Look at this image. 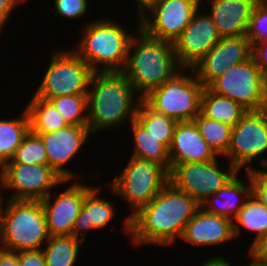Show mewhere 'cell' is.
I'll use <instances>...</instances> for the list:
<instances>
[{"mask_svg": "<svg viewBox=\"0 0 267 266\" xmlns=\"http://www.w3.org/2000/svg\"><path fill=\"white\" fill-rule=\"evenodd\" d=\"M28 102L25 109L29 116L32 133L54 132L68 126L49 100L33 95Z\"/></svg>", "mask_w": 267, "mask_h": 266, "instance_id": "484cf974", "label": "cell"}, {"mask_svg": "<svg viewBox=\"0 0 267 266\" xmlns=\"http://www.w3.org/2000/svg\"><path fill=\"white\" fill-rule=\"evenodd\" d=\"M141 100L122 72H94L87 93L88 127L92 134L130 123Z\"/></svg>", "mask_w": 267, "mask_h": 266, "instance_id": "7a4b0ae2", "label": "cell"}, {"mask_svg": "<svg viewBox=\"0 0 267 266\" xmlns=\"http://www.w3.org/2000/svg\"><path fill=\"white\" fill-rule=\"evenodd\" d=\"M200 6L201 0H153L138 13L140 29L151 38L173 44Z\"/></svg>", "mask_w": 267, "mask_h": 266, "instance_id": "8fae6325", "label": "cell"}, {"mask_svg": "<svg viewBox=\"0 0 267 266\" xmlns=\"http://www.w3.org/2000/svg\"><path fill=\"white\" fill-rule=\"evenodd\" d=\"M3 196L0 194V247L16 252L43 249L50 236L41 201H5Z\"/></svg>", "mask_w": 267, "mask_h": 266, "instance_id": "5b68a950", "label": "cell"}, {"mask_svg": "<svg viewBox=\"0 0 267 266\" xmlns=\"http://www.w3.org/2000/svg\"><path fill=\"white\" fill-rule=\"evenodd\" d=\"M219 161L217 157L208 162L175 165L169 171V182L201 204L239 173L231 163L226 164L228 167L224 170Z\"/></svg>", "mask_w": 267, "mask_h": 266, "instance_id": "4fadbf2b", "label": "cell"}, {"mask_svg": "<svg viewBox=\"0 0 267 266\" xmlns=\"http://www.w3.org/2000/svg\"><path fill=\"white\" fill-rule=\"evenodd\" d=\"M170 170L178 164L208 162L218 156L208 146L194 121L177 122L169 147Z\"/></svg>", "mask_w": 267, "mask_h": 266, "instance_id": "d6986e66", "label": "cell"}, {"mask_svg": "<svg viewBox=\"0 0 267 266\" xmlns=\"http://www.w3.org/2000/svg\"><path fill=\"white\" fill-rule=\"evenodd\" d=\"M251 50L252 46L246 35L222 37L192 69L198 81L207 87L232 65L249 59Z\"/></svg>", "mask_w": 267, "mask_h": 266, "instance_id": "e0dca14e", "label": "cell"}, {"mask_svg": "<svg viewBox=\"0 0 267 266\" xmlns=\"http://www.w3.org/2000/svg\"><path fill=\"white\" fill-rule=\"evenodd\" d=\"M207 2V13L222 37L247 35L250 17L259 0H201Z\"/></svg>", "mask_w": 267, "mask_h": 266, "instance_id": "ffe728a7", "label": "cell"}, {"mask_svg": "<svg viewBox=\"0 0 267 266\" xmlns=\"http://www.w3.org/2000/svg\"><path fill=\"white\" fill-rule=\"evenodd\" d=\"M237 173L223 188L208 197L200 207L210 213L233 220L251 195L250 171H245L247 182Z\"/></svg>", "mask_w": 267, "mask_h": 266, "instance_id": "7402d4cb", "label": "cell"}, {"mask_svg": "<svg viewBox=\"0 0 267 266\" xmlns=\"http://www.w3.org/2000/svg\"><path fill=\"white\" fill-rule=\"evenodd\" d=\"M72 181L63 192H55V197L50 192L41 200L50 237L72 235L85 196L95 187L78 180Z\"/></svg>", "mask_w": 267, "mask_h": 266, "instance_id": "2e32d148", "label": "cell"}, {"mask_svg": "<svg viewBox=\"0 0 267 266\" xmlns=\"http://www.w3.org/2000/svg\"><path fill=\"white\" fill-rule=\"evenodd\" d=\"M19 266H46L42 250L20 251Z\"/></svg>", "mask_w": 267, "mask_h": 266, "instance_id": "74e56055", "label": "cell"}, {"mask_svg": "<svg viewBox=\"0 0 267 266\" xmlns=\"http://www.w3.org/2000/svg\"><path fill=\"white\" fill-rule=\"evenodd\" d=\"M247 112L235 101L213 93L204 87L200 99V114L223 124L234 127Z\"/></svg>", "mask_w": 267, "mask_h": 266, "instance_id": "603a6c76", "label": "cell"}, {"mask_svg": "<svg viewBox=\"0 0 267 266\" xmlns=\"http://www.w3.org/2000/svg\"><path fill=\"white\" fill-rule=\"evenodd\" d=\"M247 252L250 263L256 266H267V233L250 244Z\"/></svg>", "mask_w": 267, "mask_h": 266, "instance_id": "d590c367", "label": "cell"}, {"mask_svg": "<svg viewBox=\"0 0 267 266\" xmlns=\"http://www.w3.org/2000/svg\"><path fill=\"white\" fill-rule=\"evenodd\" d=\"M181 69L172 43L151 38L139 29L130 41L122 73L143 98Z\"/></svg>", "mask_w": 267, "mask_h": 266, "instance_id": "3957f363", "label": "cell"}, {"mask_svg": "<svg viewBox=\"0 0 267 266\" xmlns=\"http://www.w3.org/2000/svg\"><path fill=\"white\" fill-rule=\"evenodd\" d=\"M89 0H53L55 14L64 19H79L89 13Z\"/></svg>", "mask_w": 267, "mask_h": 266, "instance_id": "836d02e7", "label": "cell"}, {"mask_svg": "<svg viewBox=\"0 0 267 266\" xmlns=\"http://www.w3.org/2000/svg\"><path fill=\"white\" fill-rule=\"evenodd\" d=\"M267 111H247L232 128L226 157L239 172L253 170L252 161L259 160L261 169L267 165ZM259 158V159H258ZM262 158V159H261Z\"/></svg>", "mask_w": 267, "mask_h": 266, "instance_id": "9c48e42d", "label": "cell"}, {"mask_svg": "<svg viewBox=\"0 0 267 266\" xmlns=\"http://www.w3.org/2000/svg\"><path fill=\"white\" fill-rule=\"evenodd\" d=\"M2 168H3V164L0 162V173L2 171Z\"/></svg>", "mask_w": 267, "mask_h": 266, "instance_id": "ee69618b", "label": "cell"}, {"mask_svg": "<svg viewBox=\"0 0 267 266\" xmlns=\"http://www.w3.org/2000/svg\"><path fill=\"white\" fill-rule=\"evenodd\" d=\"M71 182L63 180L48 165L4 164L0 173V194L6 189L11 190L7 196L10 200L41 201L58 185Z\"/></svg>", "mask_w": 267, "mask_h": 266, "instance_id": "7c38bea8", "label": "cell"}, {"mask_svg": "<svg viewBox=\"0 0 267 266\" xmlns=\"http://www.w3.org/2000/svg\"><path fill=\"white\" fill-rule=\"evenodd\" d=\"M132 34L113 18L87 22L81 38L72 49L94 72H122L127 61L130 41L140 29V19Z\"/></svg>", "mask_w": 267, "mask_h": 266, "instance_id": "277c9868", "label": "cell"}, {"mask_svg": "<svg viewBox=\"0 0 267 266\" xmlns=\"http://www.w3.org/2000/svg\"><path fill=\"white\" fill-rule=\"evenodd\" d=\"M207 88L235 101L247 111L264 109L265 75L252 56L240 64L232 65Z\"/></svg>", "mask_w": 267, "mask_h": 266, "instance_id": "30bf717a", "label": "cell"}, {"mask_svg": "<svg viewBox=\"0 0 267 266\" xmlns=\"http://www.w3.org/2000/svg\"><path fill=\"white\" fill-rule=\"evenodd\" d=\"M121 174L116 175L107 184L113 196L125 200L127 208L131 210L123 218V230L130 236V217L135 214L142 206L148 204L169 182V172L160 164L129 157Z\"/></svg>", "mask_w": 267, "mask_h": 266, "instance_id": "8992f818", "label": "cell"}, {"mask_svg": "<svg viewBox=\"0 0 267 266\" xmlns=\"http://www.w3.org/2000/svg\"><path fill=\"white\" fill-rule=\"evenodd\" d=\"M135 119L169 149L177 123L175 119L152 110L143 100L138 105Z\"/></svg>", "mask_w": 267, "mask_h": 266, "instance_id": "f1b7e54d", "label": "cell"}, {"mask_svg": "<svg viewBox=\"0 0 267 266\" xmlns=\"http://www.w3.org/2000/svg\"><path fill=\"white\" fill-rule=\"evenodd\" d=\"M264 110L267 111V76H265V99H264Z\"/></svg>", "mask_w": 267, "mask_h": 266, "instance_id": "7bdbcfd3", "label": "cell"}, {"mask_svg": "<svg viewBox=\"0 0 267 266\" xmlns=\"http://www.w3.org/2000/svg\"><path fill=\"white\" fill-rule=\"evenodd\" d=\"M219 256L220 255H214L204 259L205 261L201 262L200 266H233L230 259Z\"/></svg>", "mask_w": 267, "mask_h": 266, "instance_id": "60d3db41", "label": "cell"}, {"mask_svg": "<svg viewBox=\"0 0 267 266\" xmlns=\"http://www.w3.org/2000/svg\"><path fill=\"white\" fill-rule=\"evenodd\" d=\"M82 243L72 235L50 237L41 249L46 266H75Z\"/></svg>", "mask_w": 267, "mask_h": 266, "instance_id": "83f0119b", "label": "cell"}, {"mask_svg": "<svg viewBox=\"0 0 267 266\" xmlns=\"http://www.w3.org/2000/svg\"><path fill=\"white\" fill-rule=\"evenodd\" d=\"M207 7V3L206 7L201 3L191 22L173 43L181 68L192 69L221 38L217 26L206 12Z\"/></svg>", "mask_w": 267, "mask_h": 266, "instance_id": "5bb4252c", "label": "cell"}, {"mask_svg": "<svg viewBox=\"0 0 267 266\" xmlns=\"http://www.w3.org/2000/svg\"><path fill=\"white\" fill-rule=\"evenodd\" d=\"M0 266H19V252L0 247Z\"/></svg>", "mask_w": 267, "mask_h": 266, "instance_id": "ab89813d", "label": "cell"}, {"mask_svg": "<svg viewBox=\"0 0 267 266\" xmlns=\"http://www.w3.org/2000/svg\"><path fill=\"white\" fill-rule=\"evenodd\" d=\"M246 266H256V265H253L252 263L249 262Z\"/></svg>", "mask_w": 267, "mask_h": 266, "instance_id": "bcb514c9", "label": "cell"}, {"mask_svg": "<svg viewBox=\"0 0 267 266\" xmlns=\"http://www.w3.org/2000/svg\"><path fill=\"white\" fill-rule=\"evenodd\" d=\"M251 194L267 207V173L263 169L250 170Z\"/></svg>", "mask_w": 267, "mask_h": 266, "instance_id": "e575fe53", "label": "cell"}, {"mask_svg": "<svg viewBox=\"0 0 267 266\" xmlns=\"http://www.w3.org/2000/svg\"><path fill=\"white\" fill-rule=\"evenodd\" d=\"M101 190V187L96 185L85 196L79 215L76 218L72 236L83 242H86L85 239L88 231L107 228L111 224L110 222L117 216V202L115 203V200L110 201L104 198L100 195Z\"/></svg>", "mask_w": 267, "mask_h": 266, "instance_id": "44dd1931", "label": "cell"}, {"mask_svg": "<svg viewBox=\"0 0 267 266\" xmlns=\"http://www.w3.org/2000/svg\"><path fill=\"white\" fill-rule=\"evenodd\" d=\"M200 204L186 192L168 182L146 205L130 217L133 245L172 246L180 239L186 224Z\"/></svg>", "mask_w": 267, "mask_h": 266, "instance_id": "6da1fadb", "label": "cell"}, {"mask_svg": "<svg viewBox=\"0 0 267 266\" xmlns=\"http://www.w3.org/2000/svg\"><path fill=\"white\" fill-rule=\"evenodd\" d=\"M251 46L260 41H267V0H259L254 6L247 32Z\"/></svg>", "mask_w": 267, "mask_h": 266, "instance_id": "d6a6232c", "label": "cell"}, {"mask_svg": "<svg viewBox=\"0 0 267 266\" xmlns=\"http://www.w3.org/2000/svg\"><path fill=\"white\" fill-rule=\"evenodd\" d=\"M34 134L38 135L43 142L48 166L63 180H79V173L70 170L67 166L78 155L85 142L87 143V140L94 136L88 125H68L54 132Z\"/></svg>", "mask_w": 267, "mask_h": 266, "instance_id": "9a60e30c", "label": "cell"}, {"mask_svg": "<svg viewBox=\"0 0 267 266\" xmlns=\"http://www.w3.org/2000/svg\"><path fill=\"white\" fill-rule=\"evenodd\" d=\"M34 96L49 100L65 95L87 94L94 71L70 49L54 50Z\"/></svg>", "mask_w": 267, "mask_h": 266, "instance_id": "ba28073f", "label": "cell"}, {"mask_svg": "<svg viewBox=\"0 0 267 266\" xmlns=\"http://www.w3.org/2000/svg\"><path fill=\"white\" fill-rule=\"evenodd\" d=\"M22 3L21 0H0V33L6 25L5 23L14 12V8L17 6L19 7Z\"/></svg>", "mask_w": 267, "mask_h": 266, "instance_id": "f35d334b", "label": "cell"}, {"mask_svg": "<svg viewBox=\"0 0 267 266\" xmlns=\"http://www.w3.org/2000/svg\"><path fill=\"white\" fill-rule=\"evenodd\" d=\"M208 146L219 158L227 154L232 127L216 120L206 118L200 113L193 120Z\"/></svg>", "mask_w": 267, "mask_h": 266, "instance_id": "f546056e", "label": "cell"}, {"mask_svg": "<svg viewBox=\"0 0 267 266\" xmlns=\"http://www.w3.org/2000/svg\"><path fill=\"white\" fill-rule=\"evenodd\" d=\"M251 56L261 72L267 76V41L254 43L252 45Z\"/></svg>", "mask_w": 267, "mask_h": 266, "instance_id": "8d00e7d4", "label": "cell"}, {"mask_svg": "<svg viewBox=\"0 0 267 266\" xmlns=\"http://www.w3.org/2000/svg\"><path fill=\"white\" fill-rule=\"evenodd\" d=\"M49 101L67 125H88L87 94L59 96Z\"/></svg>", "mask_w": 267, "mask_h": 266, "instance_id": "4dcf8cb0", "label": "cell"}, {"mask_svg": "<svg viewBox=\"0 0 267 266\" xmlns=\"http://www.w3.org/2000/svg\"><path fill=\"white\" fill-rule=\"evenodd\" d=\"M134 148L130 156L152 161L170 171L169 149L151 135L136 119L130 123Z\"/></svg>", "mask_w": 267, "mask_h": 266, "instance_id": "cb8c5ba5", "label": "cell"}, {"mask_svg": "<svg viewBox=\"0 0 267 266\" xmlns=\"http://www.w3.org/2000/svg\"><path fill=\"white\" fill-rule=\"evenodd\" d=\"M153 0H135V2L138 4V11L137 14L143 10L150 2H152Z\"/></svg>", "mask_w": 267, "mask_h": 266, "instance_id": "b9f144b4", "label": "cell"}, {"mask_svg": "<svg viewBox=\"0 0 267 266\" xmlns=\"http://www.w3.org/2000/svg\"><path fill=\"white\" fill-rule=\"evenodd\" d=\"M180 239L195 247L215 246L228 241H235L232 220L207 212L199 207L186 224Z\"/></svg>", "mask_w": 267, "mask_h": 266, "instance_id": "ac0fdd59", "label": "cell"}, {"mask_svg": "<svg viewBox=\"0 0 267 266\" xmlns=\"http://www.w3.org/2000/svg\"><path fill=\"white\" fill-rule=\"evenodd\" d=\"M16 118L0 119V162H9L30 131L29 116L24 108Z\"/></svg>", "mask_w": 267, "mask_h": 266, "instance_id": "4316f807", "label": "cell"}, {"mask_svg": "<svg viewBox=\"0 0 267 266\" xmlns=\"http://www.w3.org/2000/svg\"><path fill=\"white\" fill-rule=\"evenodd\" d=\"M5 164L48 165L47 154L41 138L29 131L16 149L12 159Z\"/></svg>", "mask_w": 267, "mask_h": 266, "instance_id": "1f68e13d", "label": "cell"}, {"mask_svg": "<svg viewBox=\"0 0 267 266\" xmlns=\"http://www.w3.org/2000/svg\"><path fill=\"white\" fill-rule=\"evenodd\" d=\"M232 224L235 239L242 236V228L244 231L246 229L251 234H255L252 244L260 236L267 233V207L251 194L232 220Z\"/></svg>", "mask_w": 267, "mask_h": 266, "instance_id": "d4e9b609", "label": "cell"}, {"mask_svg": "<svg viewBox=\"0 0 267 266\" xmlns=\"http://www.w3.org/2000/svg\"><path fill=\"white\" fill-rule=\"evenodd\" d=\"M203 89L204 86L198 81L194 70L182 68L171 79L150 91L142 100L152 110L177 122L193 121L200 113Z\"/></svg>", "mask_w": 267, "mask_h": 266, "instance_id": "52a82bcc", "label": "cell"}, {"mask_svg": "<svg viewBox=\"0 0 267 266\" xmlns=\"http://www.w3.org/2000/svg\"><path fill=\"white\" fill-rule=\"evenodd\" d=\"M263 170L267 173V165L263 167Z\"/></svg>", "mask_w": 267, "mask_h": 266, "instance_id": "f6af8a7d", "label": "cell"}]
</instances>
